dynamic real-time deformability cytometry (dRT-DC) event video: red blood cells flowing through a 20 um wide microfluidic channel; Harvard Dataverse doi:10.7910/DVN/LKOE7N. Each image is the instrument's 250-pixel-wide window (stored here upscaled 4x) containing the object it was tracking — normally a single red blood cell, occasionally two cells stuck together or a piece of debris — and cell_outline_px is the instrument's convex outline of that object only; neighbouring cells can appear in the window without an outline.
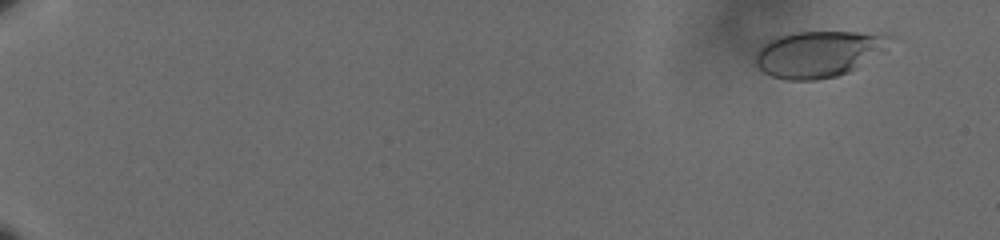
{"species": "human", "species_latin": "Homo sapiens", "temperature_condition": "cold", "stored_images_in_passage": 62, "camera_frame_rate_fps": 3000, "um_per_image_px": 0.085, "donor": {"sex": "male"}, "frame": {"image": 1, "passage_image": 6, "time_ms": 1.667, "image_size_px": [1000, 240], "cell_outline_px": [[892, 36], [884, 52], [848, 72], [836, 76], [816, 80], [784, 80], [772, 76], [764, 72], [756, 64], [756, 52], [768, 40], [776, 36], [792, 32], [888, 32]], "centroid_in_image_um": [69.61, 4.56], "position_along_channel_um": 15.4, "area_um2": 36.53}}
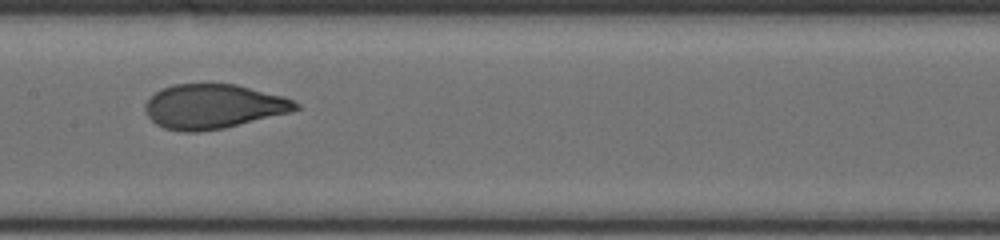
{"frame": {"image": 2, "passage_image": 36, "time_ms": 11.667, "image_size_px": [1000, 240], "cell_outline_px": [[300, 108], [288, 112], [224, 128], [200, 132], [180, 132], [164, 128], [156, 124], [144, 112], [144, 104], [160, 88], [172, 84], [236, 84], [284, 96], [300, 104]], "centroid_in_image_um": [18.09, 9.05], "position_along_channel_um": 189.3, "area_um2": 39.02}}
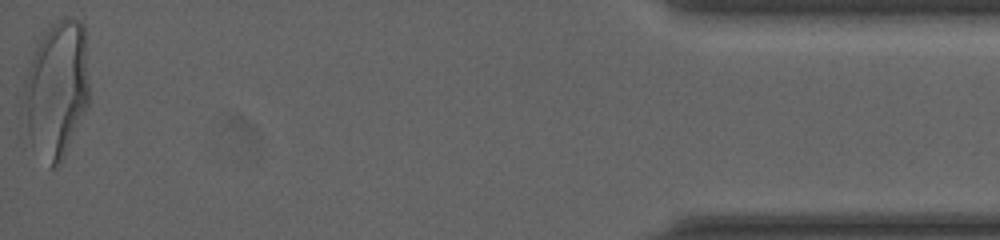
{"frame": {"image": 3, "passage_image": 62, "time_ms": 20.333, "image_size_px": [1000, 240], "cell_outline_px": [[88, 108], [60, 164], [56, 168], [48, 168], [32, 148], [28, 132], [24, 100], [24, 84], [36, 44], [48, 28], [52, 24], [68, 16], [72, 16], [80, 20], [84, 24], [88, 84]], "centroid_in_image_um": [4.83, 7.64], "position_along_channel_um": 430.4, "area_um2": 52.25}, "authors_computed_cell_mechanics": {"area_um2": 38.8705, "velocity_mm_per_s": 3.6144, "shape_relaxation_time_tau1_ms": 5.3904, "shape_relaxation_time_tau2_ms": null, "deformation_change_tau1": 0.1957, "deformation_change_tau2": null}}